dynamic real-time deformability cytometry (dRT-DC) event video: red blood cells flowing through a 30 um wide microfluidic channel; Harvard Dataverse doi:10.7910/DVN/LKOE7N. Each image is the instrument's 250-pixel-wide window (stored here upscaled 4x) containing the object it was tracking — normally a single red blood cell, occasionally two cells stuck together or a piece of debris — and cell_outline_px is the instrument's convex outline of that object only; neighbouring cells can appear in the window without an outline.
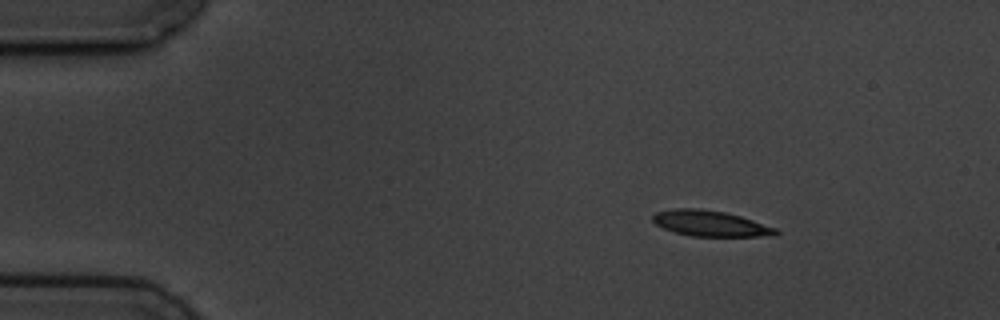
{"species": "common noctule bat (a hibernating species)", "species_latin": "Nyctalus noctula", "temperature_condition": "cold", "stored_images_in_passage": 9, "camera_frame_rate_fps": 3000, "um_per_image_px": 0.085, "animal": {"sex": "male", "body_mass_g": 19.5, "forearm_length_mm": 54.6}, "frame": {"image": 1, "passage_image": 1, "time_ms": 0.0, "image_size_px": [1000, 320], "cell_outline_px": [[780, 232], [776, 236], [692, 236], [676, 232], [664, 228], [656, 224], [652, 220], [652, 216], [656, 212], [676, 208], [700, 208], [724, 212], [740, 216], [776, 228]], "centroid_in_image_um": [60.39, 18.99], "position_along_channel_um": 24.6, "area_um2": 18.32}}
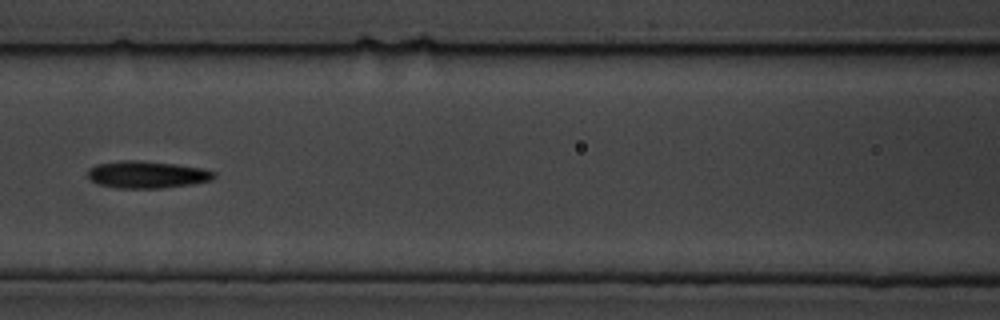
{"frame": {"image": 2, "passage_image": 6, "time_ms": 5.667, "image_size_px": [1000, 320], "cell_outline_px": [[216, 176], [212, 180], [192, 184], [160, 188], [116, 188], [96, 184], [88, 176], [88, 168], [96, 164], [124, 160], [136, 160], [176, 164], [204, 168], [216, 172]], "centroid_in_image_um": [12.5, 14.84], "position_along_channel_um": 154.1, "area_um2": 20.11}}
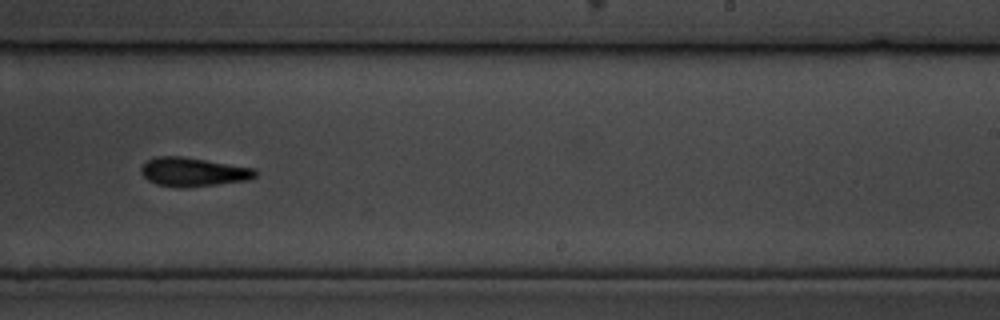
{"frame": {"image": 3, "passage_image": 9, "time_ms": 9.0, "image_size_px": [1000, 320], "cell_outline_px": [[256, 176], [248, 180], [184, 188], [176, 188], [156, 184], [148, 180], [140, 172], [140, 168], [148, 160], [156, 156], [180, 156], [256, 168]], "centroid_in_image_um": [16.4, 14.62], "position_along_channel_um": 272.6, "area_um2": 19.19}}